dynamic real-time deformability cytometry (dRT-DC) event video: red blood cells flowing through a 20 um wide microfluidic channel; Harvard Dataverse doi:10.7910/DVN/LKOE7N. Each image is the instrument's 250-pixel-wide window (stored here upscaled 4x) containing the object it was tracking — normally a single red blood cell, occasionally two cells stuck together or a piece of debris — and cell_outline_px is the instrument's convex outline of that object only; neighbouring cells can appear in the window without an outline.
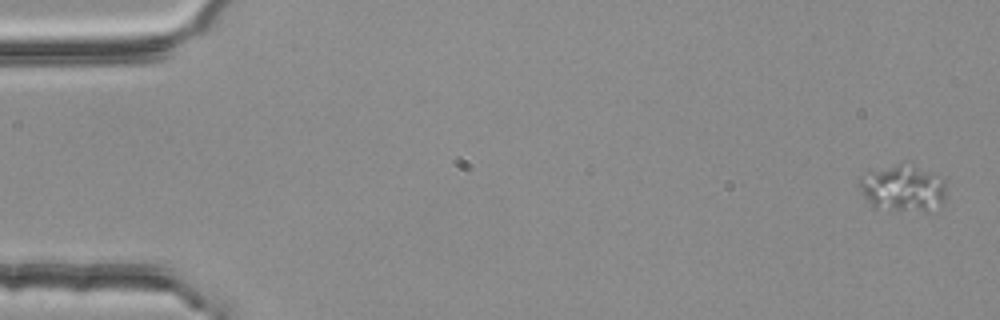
{"species": "common noctule bat (a hibernating species)", "species_latin": "Nyctalus noctula", "temperature_condition": "room temperature", "stored_images_in_passage": 4, "camera_frame_rate_fps": 3000, "um_per_image_px": 0.085, "animal": {"sex": "female", "body_mass_g": 25.1}, "frame": {"image": 1, "passage_image": 4, "time_ms": 1.0, "image_size_px": [1000, 320], "cell_outline_px": [[944, 200], [940, 208], [936, 212], [924, 212], [872, 208], [864, 196], [860, 184], [860, 180], [872, 172], [896, 164], [900, 164], [916, 168], [944, 184]], "centroid_in_image_um": [76.74, 16.13], "position_along_channel_um": 8.3, "area_um2": 22.48}}